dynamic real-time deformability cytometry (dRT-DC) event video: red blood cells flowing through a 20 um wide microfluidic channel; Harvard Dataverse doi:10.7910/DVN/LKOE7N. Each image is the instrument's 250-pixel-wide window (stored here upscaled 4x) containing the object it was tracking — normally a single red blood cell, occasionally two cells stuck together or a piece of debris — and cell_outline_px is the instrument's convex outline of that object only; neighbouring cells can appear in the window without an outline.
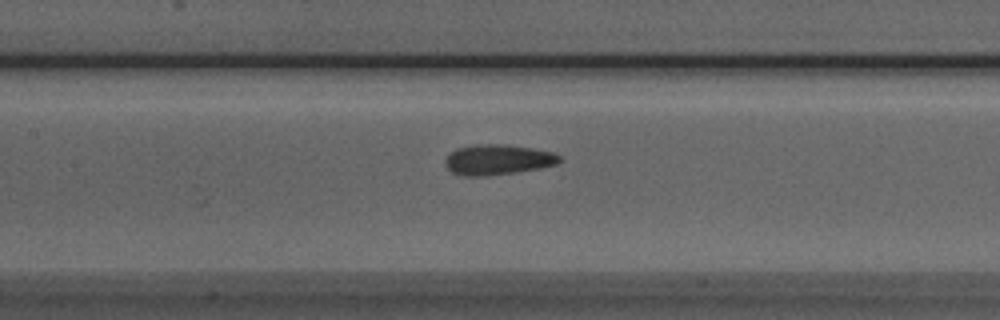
{"species": "Egyptian fruit bat (a non-hibernating species)", "species_latin": "Rousettus aegyptiacus", "temperature_condition": "room temperature", "stored_images_in_passage": 30, "camera_frame_rate_fps": 3000, "um_per_image_px": 0.085, "animal": {"sex": "male"}, "frame": {"image": 1, "passage_image": 9, "time_ms": 2.667, "image_size_px": [1000, 320], "cell_outline_px": [[564, 160], [556, 164], [540, 168], [484, 176], [464, 176], [452, 172], [444, 164], [444, 160], [448, 152], [456, 148], [476, 144], [504, 144], [532, 148], [552, 152], [560, 156]], "centroid_in_image_um": [42.27, 13.56], "position_along_channel_um": 165.1, "area_um2": 20.29}}
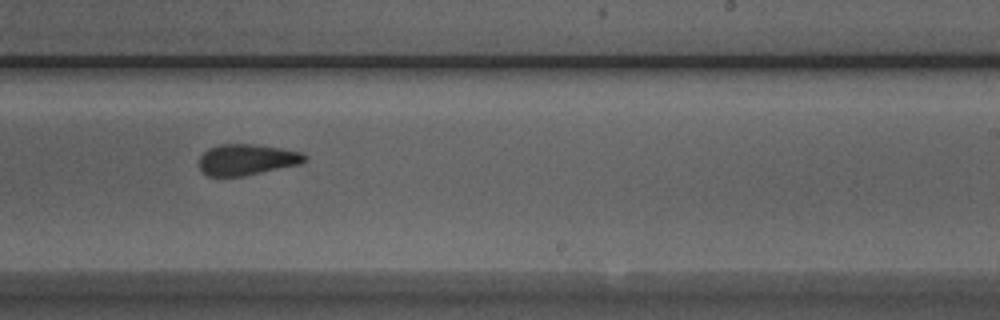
{"frame": {"image": 2, "passage_image": 17, "time_ms": 5.333, "image_size_px": [1000, 320], "cell_outline_px": [[308, 160], [300, 164], [244, 176], [208, 176], [200, 168], [200, 156], [208, 148], [220, 144], [252, 144], [280, 148], [304, 152], [308, 156]], "centroid_in_image_um": [21.03, 13.56], "position_along_channel_um": 268.0, "area_um2": 19.13}}
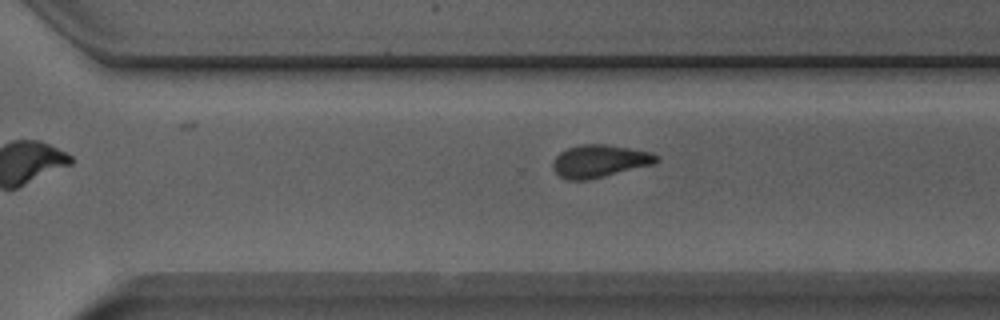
{"frame": {"image": 3, "passage_image": 21, "time_ms": 6.667, "image_size_px": [1000, 320], "cell_outline_px": [[660, 160], [656, 164], [588, 180], [568, 180], [560, 176], [552, 168], [552, 164], [556, 156], [560, 152], [568, 148], [580, 144], [604, 144], [652, 152], [660, 156]], "centroid_in_image_um": [51.0, 13.69], "position_along_channel_um": 319.6, "area_um2": 19.83}}